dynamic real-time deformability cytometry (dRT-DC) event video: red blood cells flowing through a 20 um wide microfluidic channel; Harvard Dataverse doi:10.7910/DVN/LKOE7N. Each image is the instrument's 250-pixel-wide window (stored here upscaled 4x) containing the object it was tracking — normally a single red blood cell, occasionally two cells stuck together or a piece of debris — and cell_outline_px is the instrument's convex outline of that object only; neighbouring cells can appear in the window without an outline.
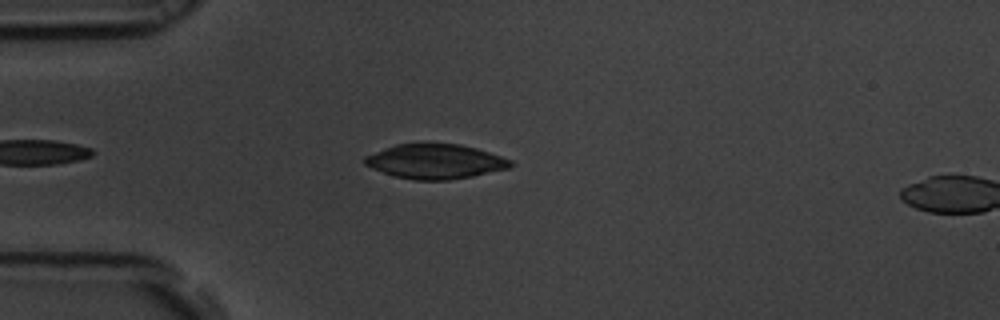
{"species": "common noctule bat (a hibernating species)", "species_latin": "Nyctalus noctula", "temperature_condition": "room temperature", "stored_images_in_passage": 8, "camera_frame_rate_fps": 3000, "um_per_image_px": 0.085, "animal": {"sex": "male", "body_mass_g": 19.5, "forearm_length_mm": 54.6}, "frame": {"image": 1, "passage_image": 3, "time_ms": 0.667, "image_size_px": [1000, 320], "cell_outline_px": [[516, 164], [508, 168], [472, 176], [448, 180], [416, 180], [396, 176], [372, 168], [364, 164], [364, 156], [384, 148], [396, 144], [424, 140], [460, 144], [476, 148], [512, 160]], "centroid_in_image_um": [36.98, 13.67], "position_along_channel_um": 48.0, "area_um2": 30.06}}